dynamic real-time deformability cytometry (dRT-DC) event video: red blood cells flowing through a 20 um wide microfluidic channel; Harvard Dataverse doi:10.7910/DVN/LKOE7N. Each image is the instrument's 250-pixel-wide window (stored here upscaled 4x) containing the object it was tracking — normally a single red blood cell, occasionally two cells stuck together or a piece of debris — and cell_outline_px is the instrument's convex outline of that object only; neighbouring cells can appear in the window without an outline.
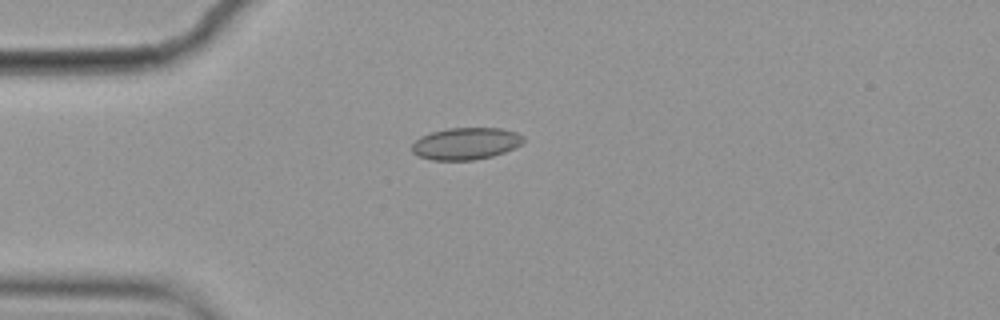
{"species": "common noctule bat (a hibernating species)", "species_latin": "Nyctalus noctula", "temperature_condition": "cold", "stored_images_in_passage": 1, "camera_frame_rate_fps": 3000, "um_per_image_px": 0.085, "animal": {"sex": "female", "body_mass_g": 19.9}, "frame": {"image": 1, "passage_image": 1, "time_ms": 0.0, "image_size_px": [1000, 320], "cell_outline_px": [[524, 140], [520, 144], [504, 152], [492, 156], [476, 160], [432, 160], [420, 156], [412, 152], [412, 144], [420, 136], [432, 132], [448, 128], [500, 128], [516, 132], [524, 136]], "centroid_in_image_um": [39.59, 12.2], "position_along_channel_um": 45.4, "area_um2": 20.69}}